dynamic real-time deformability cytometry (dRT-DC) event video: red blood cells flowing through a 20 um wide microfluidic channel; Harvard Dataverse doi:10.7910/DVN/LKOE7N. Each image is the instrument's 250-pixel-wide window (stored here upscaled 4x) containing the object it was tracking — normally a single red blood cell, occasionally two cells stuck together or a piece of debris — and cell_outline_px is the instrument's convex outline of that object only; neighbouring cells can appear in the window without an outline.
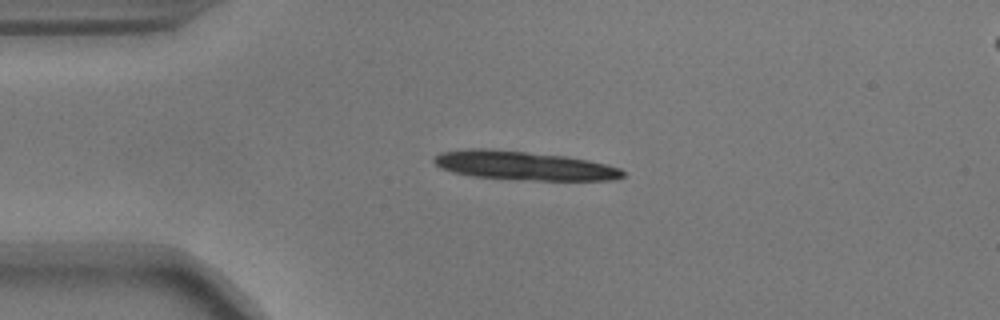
{"species": "common noctule bat (a hibernating species)", "species_latin": "Nyctalus noctula", "temperature_condition": "warm", "stored_images_in_passage": 17, "camera_frame_rate_fps": 3000, "um_per_image_px": 0.085, "animal": {"sex": "male", "body_mass_g": 17.9}, "frame": {"image": 1, "passage_image": 3, "time_ms": 0.667, "image_size_px": [1000, 320], "cell_outline_px": [[624, 176], [616, 180], [532, 180], [472, 176], [452, 172], [440, 168], [432, 160], [432, 156], [440, 152], [468, 148], [488, 148], [568, 156], [608, 164], [620, 168], [624, 172]], "centroid_in_image_um": [44.5, 14.06], "position_along_channel_um": 40.5, "area_um2": 32.02}}